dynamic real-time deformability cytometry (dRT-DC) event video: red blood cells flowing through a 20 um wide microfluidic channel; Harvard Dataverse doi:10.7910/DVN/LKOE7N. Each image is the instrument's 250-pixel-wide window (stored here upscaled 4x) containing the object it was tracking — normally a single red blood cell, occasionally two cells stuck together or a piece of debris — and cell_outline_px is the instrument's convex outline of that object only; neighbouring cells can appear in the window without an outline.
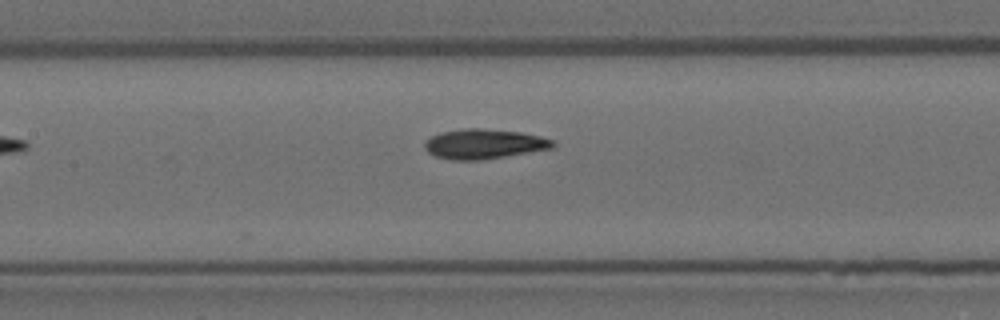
{"species": "Egyptian fruit bat (a non-hibernating species)", "species_latin": "Rousettus aegyptiacus", "temperature_condition": "room temperature", "stored_images_in_passage": 4, "camera_frame_rate_fps": 3000, "um_per_image_px": 0.085, "animal": {"sex": "female"}, "frame": {"image": 1, "passage_image": 4, "time_ms": 1.0, "image_size_px": [1000, 320], "cell_outline_px": [[556, 144], [552, 148], [480, 160], [452, 160], [436, 156], [428, 152], [424, 148], [424, 144], [432, 136], [440, 132], [464, 128], [484, 128], [520, 132], [540, 136], [552, 140]], "centroid_in_image_um": [41.12, 12.23], "position_along_channel_um": 166.3, "area_um2": 22.08}}